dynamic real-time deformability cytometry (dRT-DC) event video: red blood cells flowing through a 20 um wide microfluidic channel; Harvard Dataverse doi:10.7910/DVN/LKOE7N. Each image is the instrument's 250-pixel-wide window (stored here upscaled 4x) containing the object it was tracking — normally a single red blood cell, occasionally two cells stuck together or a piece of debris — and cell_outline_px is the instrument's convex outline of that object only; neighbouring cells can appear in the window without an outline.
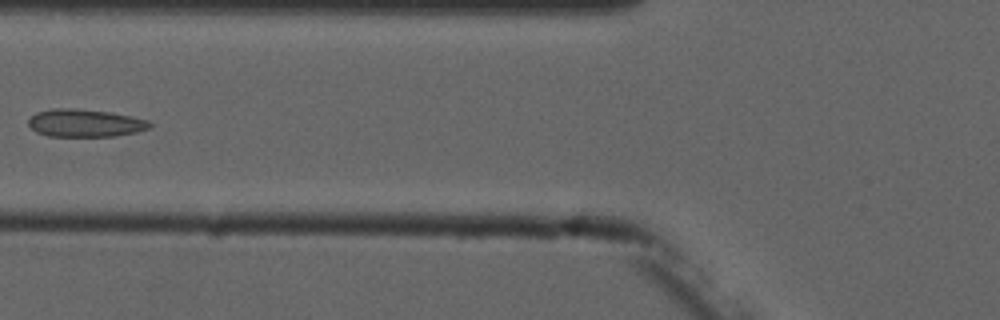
{"species": "common noctule bat (a hibernating species)", "species_latin": "Nyctalus noctula", "temperature_condition": "cold", "stored_images_in_passage": 7, "camera_frame_rate_fps": 3000, "um_per_image_px": 0.085, "animal": {"sex": "male", "forearm_length_mm": 52.5}, "frame": {"image": 1, "passage_image": 6, "time_ms": 5.667, "image_size_px": [1000, 320], "cell_outline_px": [[152, 128], [136, 132], [116, 136], [48, 136], [36, 132], [28, 124], [28, 120], [36, 112], [52, 108], [76, 108], [108, 112], [148, 120], [152, 124]], "centroid_in_image_um": [7.22, 10.46], "position_along_channel_um": 118.6, "area_um2": 19.59}}
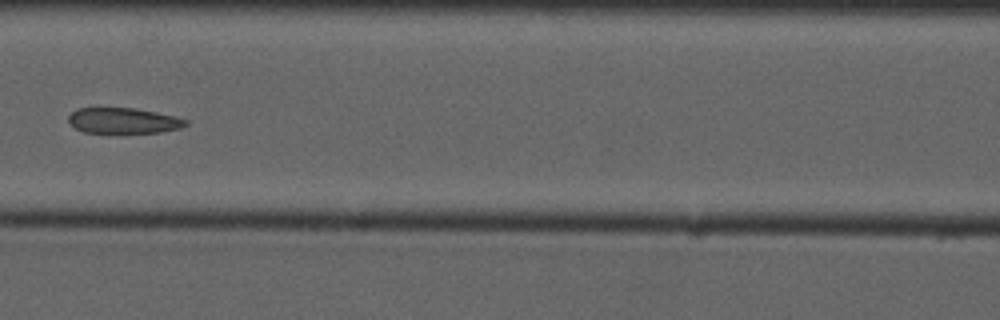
{"frame": {"image": 2, "passage_image": 7, "time_ms": 6.667, "image_size_px": [1000, 320], "cell_outline_px": [[188, 124], [180, 128], [160, 132], [120, 136], [84, 132], [76, 128], [68, 120], [68, 116], [76, 108], [136, 108], [176, 116], [188, 120]], "centroid_in_image_um": [10.5, 10.3], "position_along_channel_um": 156.1, "area_um2": 18.44}}